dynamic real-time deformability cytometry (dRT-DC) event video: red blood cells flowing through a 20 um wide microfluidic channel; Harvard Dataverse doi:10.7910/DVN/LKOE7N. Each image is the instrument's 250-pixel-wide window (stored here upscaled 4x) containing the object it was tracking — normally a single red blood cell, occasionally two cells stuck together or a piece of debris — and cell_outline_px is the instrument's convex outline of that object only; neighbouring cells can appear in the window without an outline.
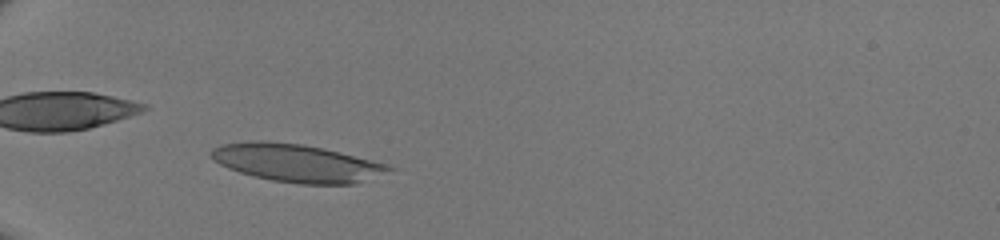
{"species": "human", "species_latin": "Homo sapiens", "temperature_condition": "room temperature", "stored_images_in_passage": 31, "camera_frame_rate_fps": 3000, "um_per_image_px": 0.085, "donor": {"sex": "male"}, "frame": {"image": 1, "passage_image": 2, "time_ms": 0.333, "image_size_px": [1000, 240], "cell_outline_px": [[396, 168], [352, 184], [300, 184], [272, 180], [252, 176], [228, 168], [220, 164], [208, 152], [212, 148], [220, 144], [252, 140], [268, 140], [304, 144], [324, 148], [384, 164]], "centroid_in_image_um": [25.11, 13.83], "position_along_channel_um": 59.9, "area_um2": 38.9}}
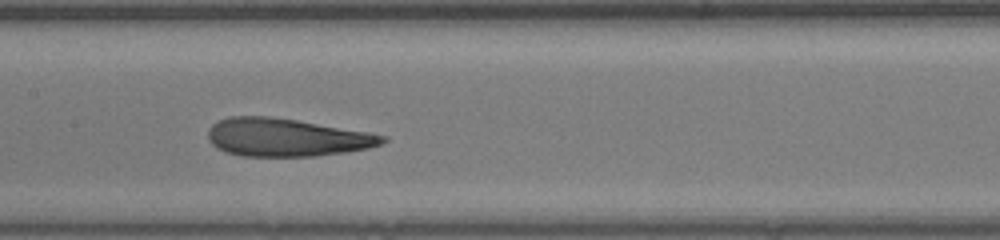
{"frame": {"image": 2, "passage_image": 12, "time_ms": 3.667, "image_size_px": [1000, 240], "cell_outline_px": [[388, 140], [380, 144], [368, 148], [348, 152], [316, 156], [240, 156], [224, 152], [212, 144], [208, 140], [208, 128], [212, 124], [228, 116], [268, 116], [296, 120], [368, 132], [388, 136]], "centroid_in_image_um": [24.33, 11.68], "position_along_channel_um": 183.1, "area_um2": 38.73}}
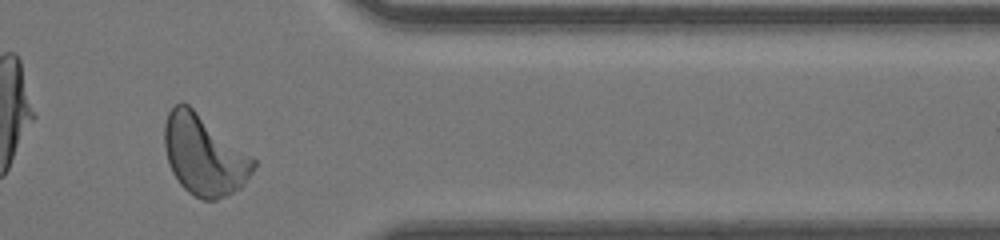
{"frame": {"image": 3, "passage_image": 27, "time_ms": 8.667, "image_size_px": [1000, 240], "cell_outline_px": [[256, 168], [240, 188], [216, 200], [204, 200], [188, 192], [180, 184], [172, 172], [168, 164], [164, 148], [164, 124], [168, 112], [176, 104], [188, 104], [252, 156], [256, 160]], "centroid_in_image_um": [17.34, 13.19], "position_along_channel_um": 394.1, "area_um2": 41.38}}